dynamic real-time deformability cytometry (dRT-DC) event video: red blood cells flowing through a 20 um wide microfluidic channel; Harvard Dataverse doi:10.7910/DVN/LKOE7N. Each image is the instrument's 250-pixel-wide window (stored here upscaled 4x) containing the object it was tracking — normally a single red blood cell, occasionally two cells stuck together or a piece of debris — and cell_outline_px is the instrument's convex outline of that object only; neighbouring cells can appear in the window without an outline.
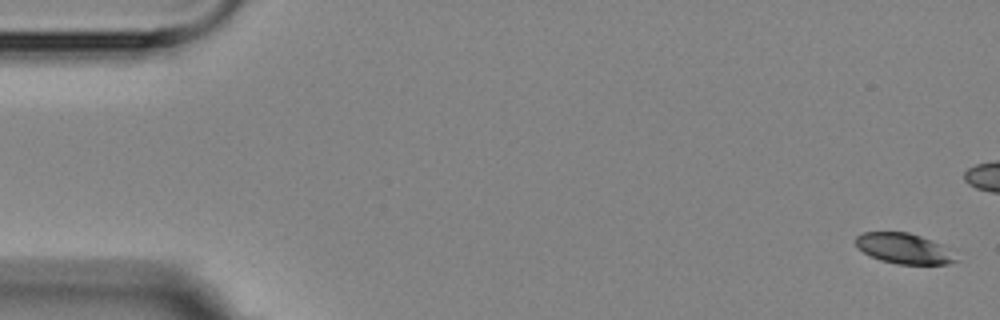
{"species": "Egyptian fruit bat (a non-hibernating species)", "species_latin": "Rousettus aegyptiacus", "temperature_condition": "room temperature", "stored_images_in_passage": 6, "camera_frame_rate_fps": 3000, "um_per_image_px": 0.085, "animal": {"sex": "female"}, "frame": {"image": 1, "passage_image": 1, "time_ms": 0.0, "image_size_px": [1000, 320], "cell_outline_px": [[960, 260], [948, 264], [896, 264], [880, 260], [864, 252], [856, 244], [856, 236], [864, 232], [908, 232], [920, 236], [940, 244]], "centroid_in_image_um": [76.83, 21.13], "position_along_channel_um": 8.2, "area_um2": 17.46}}